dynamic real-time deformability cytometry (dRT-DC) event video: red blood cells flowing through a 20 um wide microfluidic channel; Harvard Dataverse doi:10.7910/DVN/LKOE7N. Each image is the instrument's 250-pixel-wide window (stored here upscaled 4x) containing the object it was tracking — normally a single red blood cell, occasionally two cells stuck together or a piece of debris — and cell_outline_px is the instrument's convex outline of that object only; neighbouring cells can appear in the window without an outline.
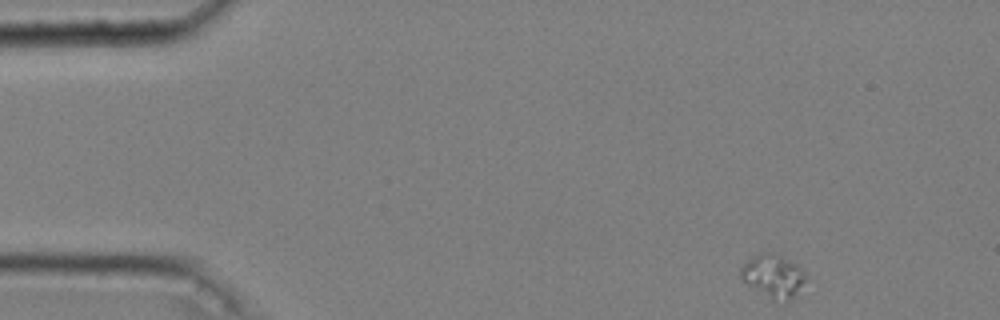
{"species": "common noctule bat (a hibernating species)", "species_latin": "Nyctalus noctula", "temperature_condition": "cold", "stored_images_in_passage": 49, "camera_frame_rate_fps": 3000, "um_per_image_px": 0.085, "animal": {"sex": "male", "body_mass_g": 20.4}, "frame": {"image": 1, "passage_image": 1, "time_ms": 0.0, "image_size_px": [1000, 320], "cell_outline_px": [[808, 276], [792, 296], [788, 300], [772, 300], [748, 284], [740, 276], [740, 268], [752, 256], [760, 252], [776, 252], [800, 264]], "centroid_in_image_um": [65.74, 23.39], "position_along_channel_um": 19.3, "area_um2": 16.3}}
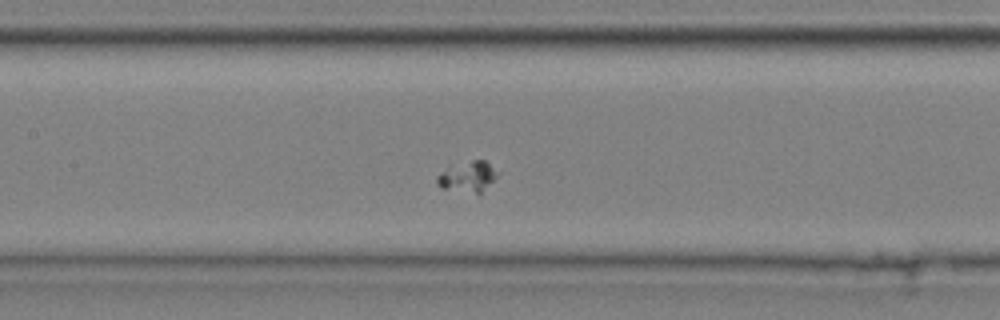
{"frame": {"image": 2, "passage_image": 21, "time_ms": 6.667, "image_size_px": [1000, 320], "cell_outline_px": [[500, 172], [480, 196], [440, 188], [436, 184], [436, 176], [444, 172], [472, 160], [484, 160]], "centroid_in_image_um": [39.81, 15.1], "position_along_channel_um": 167.6, "area_um2": 10.75}}
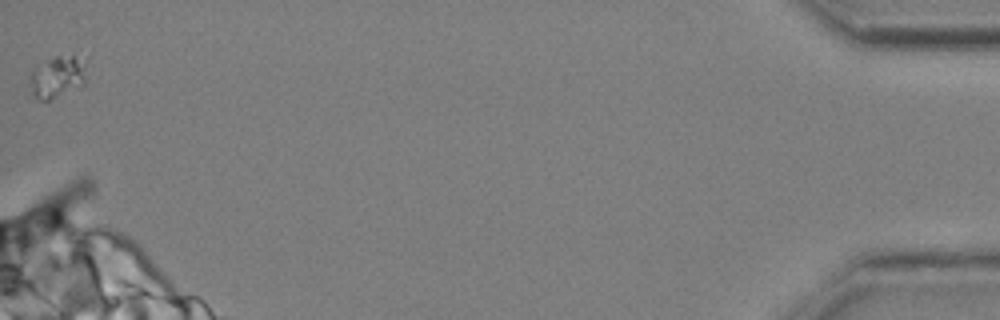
{"frame": {"image": 3, "passage_image": 49, "time_ms": 16.0, "image_size_px": [1000, 320], "cell_outline_px": [[88, 60], [84, 84], [52, 100], [40, 100], [32, 92], [32, 72], [36, 68], [48, 60], [56, 56], [72, 56]], "centroid_in_image_um": [4.97, 6.53], "position_along_channel_um": 430.2, "area_um2": 13.47}}